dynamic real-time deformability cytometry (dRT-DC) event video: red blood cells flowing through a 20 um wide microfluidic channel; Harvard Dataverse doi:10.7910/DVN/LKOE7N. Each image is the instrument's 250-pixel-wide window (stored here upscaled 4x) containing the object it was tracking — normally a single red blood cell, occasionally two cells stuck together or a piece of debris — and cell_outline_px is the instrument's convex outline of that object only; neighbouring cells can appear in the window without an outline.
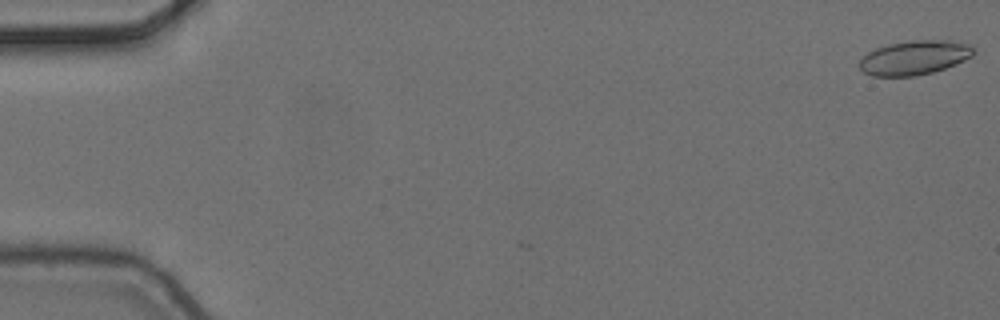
{"species": "common noctule bat (a hibernating species)", "species_latin": "Nyctalus noctula", "temperature_condition": "cold", "stored_images_in_passage": 4, "camera_frame_rate_fps": 3000, "um_per_image_px": 0.085, "animal": {"sex": "female", "body_mass_g": 24.6, "forearm_length_mm": 56.2}, "frame": {"image": 1, "passage_image": 1, "time_ms": 0.0, "image_size_px": [1000, 320], "cell_outline_px": [[976, 52], [972, 56], [956, 64], [932, 72], [916, 76], [872, 76], [864, 72], [856, 64], [868, 52], [876, 48], [888, 44], [908, 40], [952, 40], [968, 44], [976, 48]], "centroid_in_image_um": [77.73, 4.89], "position_along_channel_um": 7.3, "area_um2": 23.0}}